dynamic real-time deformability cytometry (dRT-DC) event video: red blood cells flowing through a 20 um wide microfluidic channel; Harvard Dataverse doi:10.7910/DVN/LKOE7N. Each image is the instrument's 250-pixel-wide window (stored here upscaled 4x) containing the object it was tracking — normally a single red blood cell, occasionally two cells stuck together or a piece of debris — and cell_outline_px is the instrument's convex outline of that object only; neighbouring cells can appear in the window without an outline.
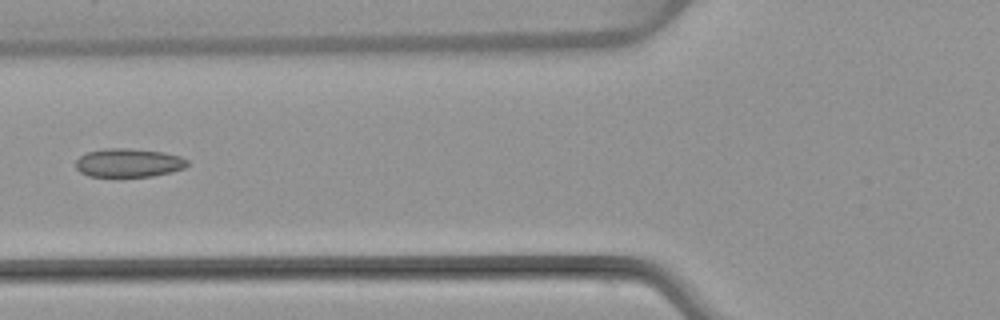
{"species": "common noctule bat (a hibernating species)", "species_latin": "Nyctalus noctula", "temperature_condition": "warm", "stored_images_in_passage": 5, "camera_frame_rate_fps": 3000, "um_per_image_px": 0.085, "animal": {"sex": "female", "body_mass_g": 22.7, "forearm_length_mm": 54.2}, "frame": {"image": 1, "passage_image": 5, "time_ms": 5.667, "image_size_px": [1000, 320], "cell_outline_px": [[188, 164], [184, 168], [172, 172], [152, 176], [88, 176], [80, 172], [76, 168], [76, 160], [80, 156], [88, 152], [108, 148], [128, 148], [164, 152], [180, 156], [188, 160]], "centroid_in_image_um": [10.94, 13.83], "position_along_channel_um": 114.9, "area_um2": 18.55}}